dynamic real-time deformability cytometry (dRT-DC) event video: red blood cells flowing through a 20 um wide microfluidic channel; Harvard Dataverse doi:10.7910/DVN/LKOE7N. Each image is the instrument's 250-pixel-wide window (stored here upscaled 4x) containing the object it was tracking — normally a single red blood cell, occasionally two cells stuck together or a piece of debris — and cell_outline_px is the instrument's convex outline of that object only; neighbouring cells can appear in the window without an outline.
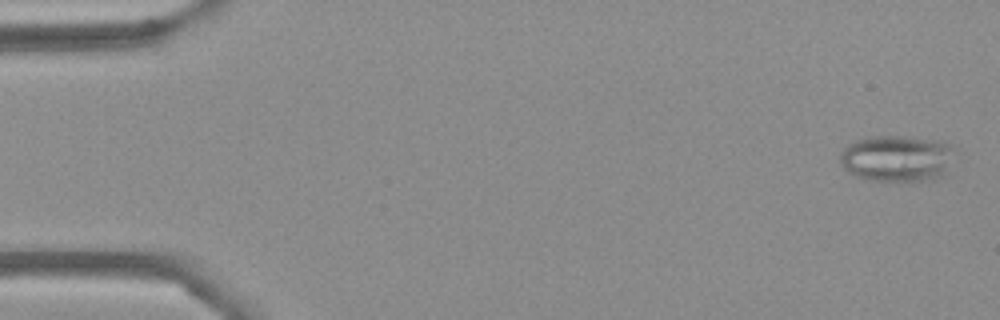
{"species": "Egyptian fruit bat (a non-hibernating species)", "species_latin": "Rousettus aegyptiacus", "temperature_condition": "cold", "stored_images_in_passage": 55, "camera_frame_rate_fps": 3000, "um_per_image_px": 0.085, "frame": {"image": 1, "passage_image": 2, "time_ms": 0.333, "image_size_px": [1000, 320], "cell_outline_px": [[956, 148], [944, 176], [936, 180], [908, 184], [864, 180], [848, 172], [840, 164], [840, 152], [852, 140], [864, 136], [900, 136], [944, 140], [952, 144]], "centroid_in_image_um": [76.26, 13.5], "position_along_channel_um": 8.7, "area_um2": 32.77}}
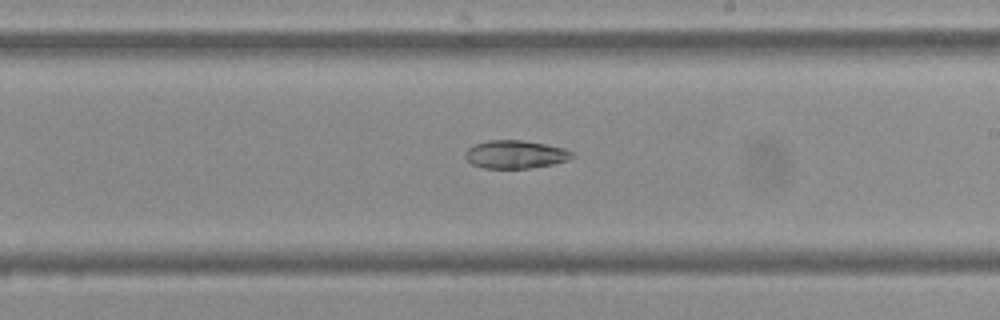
{"frame": {"image": 2, "passage_image": 32, "time_ms": 10.333, "image_size_px": [1000, 320], "cell_outline_px": [[576, 156], [568, 160], [552, 164], [532, 168], [484, 168], [472, 164], [464, 156], [464, 152], [468, 148], [476, 144], [488, 140], [520, 140], [544, 144], [564, 148], [572, 152]], "centroid_in_image_um": [43.81, 13.13], "position_along_channel_um": 245.2, "area_um2": 17.46}}
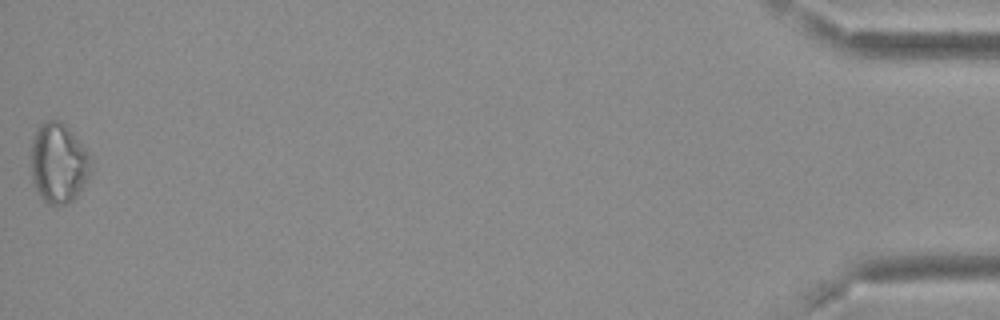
{"frame": {"image": 3, "passage_image": 55, "time_ms": 18.0, "image_size_px": [1000, 320], "cell_outline_px": [[92, 172], [88, 180], [80, 192], [68, 204], [48, 204], [40, 196], [32, 180], [28, 156], [32, 140], [36, 128], [40, 124], [48, 120], [60, 120], [68, 128], [92, 156]], "centroid_in_image_um": [4.96, 13.86], "position_along_channel_um": 430.2, "area_um2": 28.73}}